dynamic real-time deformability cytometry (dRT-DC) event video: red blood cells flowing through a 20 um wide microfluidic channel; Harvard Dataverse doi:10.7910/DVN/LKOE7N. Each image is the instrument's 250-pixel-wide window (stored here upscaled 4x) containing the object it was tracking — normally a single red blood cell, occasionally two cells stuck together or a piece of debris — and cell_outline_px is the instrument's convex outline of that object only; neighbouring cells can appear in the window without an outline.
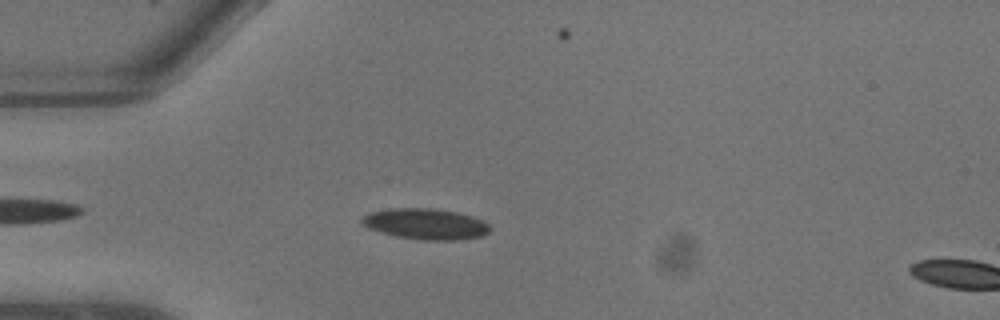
{"species": "common noctule bat (a hibernating species)", "species_latin": "Nyctalus noctula", "temperature_condition": "warm", "stored_images_in_passage": 4, "camera_frame_rate_fps": 3000, "um_per_image_px": 0.085, "animal": {"sex": "male", "body_mass_g": 13.3}, "frame": {"image": 1, "passage_image": 3, "time_ms": 0.667, "image_size_px": [1000, 320], "cell_outline_px": [[492, 228], [488, 232], [480, 236], [456, 240], [420, 240], [396, 236], [380, 232], [368, 228], [360, 224], [360, 220], [364, 216], [372, 212], [392, 208], [432, 208], [456, 212], [472, 216], [488, 224]], "centroid_in_image_um": [36.15, 19.04], "position_along_channel_um": 48.8, "area_um2": 22.95}}